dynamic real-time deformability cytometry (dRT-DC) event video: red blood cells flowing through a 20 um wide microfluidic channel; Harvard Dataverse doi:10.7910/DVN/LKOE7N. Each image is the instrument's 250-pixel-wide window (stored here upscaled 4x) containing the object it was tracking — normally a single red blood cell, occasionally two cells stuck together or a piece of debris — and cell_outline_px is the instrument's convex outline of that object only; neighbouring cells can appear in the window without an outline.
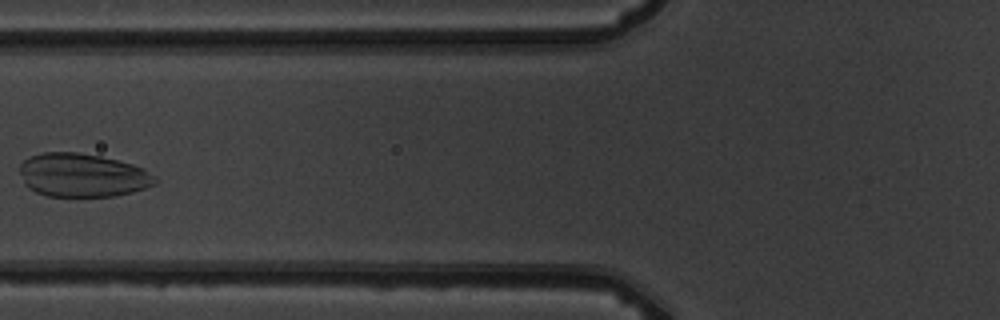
{"species": "common noctule bat (a hibernating species)", "species_latin": "Nyctalus noctula", "temperature_condition": "warm", "stored_images_in_passage": 7, "camera_frame_rate_fps": 3000, "um_per_image_px": 0.085, "animal": {"sex": "male", "body_mass_g": 19.5, "forearm_length_mm": 54.6}, "frame": {"image": 1, "passage_image": 6, "time_ms": 5.667, "image_size_px": [1000, 320], "cell_outline_px": [[160, 180], [156, 184], [132, 192], [112, 196], [48, 196], [36, 192], [28, 188], [24, 184], [20, 172], [20, 164], [28, 156], [44, 152], [76, 152], [100, 156], [132, 164], [144, 168], [156, 176]], "centroid_in_image_um": [7.02, 14.89], "position_along_channel_um": 118.8, "area_um2": 34.51}}